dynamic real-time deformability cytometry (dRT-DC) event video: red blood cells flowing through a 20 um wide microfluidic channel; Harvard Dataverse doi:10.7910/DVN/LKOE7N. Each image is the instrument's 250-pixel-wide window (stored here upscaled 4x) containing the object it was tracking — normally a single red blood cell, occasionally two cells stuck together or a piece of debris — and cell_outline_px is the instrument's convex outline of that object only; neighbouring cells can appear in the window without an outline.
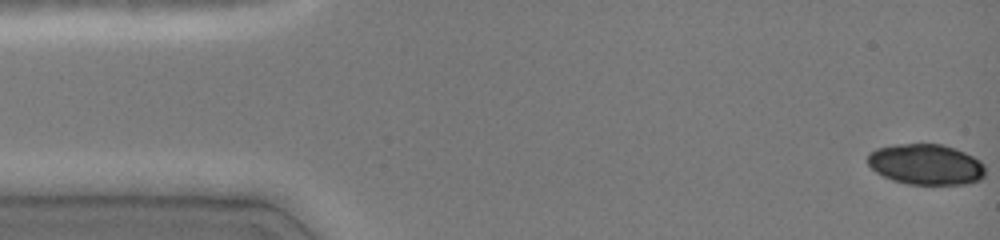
{"species": "common noctule bat (a hibernating species)", "species_latin": "Nyctalus noctula", "temperature_condition": "cold", "stored_images_in_passage": 47, "camera_frame_rate_fps": 3000, "um_per_image_px": 0.085, "animal": {"sex": "female", "body_mass_g": 19.0, "forearm_length_mm": 51.5}, "frame": {"image": 1, "passage_image": 1, "time_ms": 0.0, "image_size_px": [1000, 240], "cell_outline_px": [[984, 176], [980, 180], [968, 184], [908, 184], [892, 180], [876, 172], [868, 164], [868, 152], [876, 148], [896, 144], [940, 144], [956, 148], [980, 160], [984, 164]], "centroid_in_image_um": [78.7, 13.97], "position_along_channel_um": 6.3, "area_um2": 27.98}}